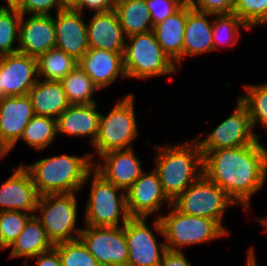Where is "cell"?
Here are the masks:
<instances>
[{
  "instance_id": "obj_1",
  "label": "cell",
  "mask_w": 267,
  "mask_h": 266,
  "mask_svg": "<svg viewBox=\"0 0 267 266\" xmlns=\"http://www.w3.org/2000/svg\"><path fill=\"white\" fill-rule=\"evenodd\" d=\"M203 174L249 213L253 195L266 185L267 146L260 138L249 145L209 151L203 155Z\"/></svg>"
},
{
  "instance_id": "obj_2",
  "label": "cell",
  "mask_w": 267,
  "mask_h": 266,
  "mask_svg": "<svg viewBox=\"0 0 267 266\" xmlns=\"http://www.w3.org/2000/svg\"><path fill=\"white\" fill-rule=\"evenodd\" d=\"M153 147V168L165 195L173 203L203 174L200 146L194 137L180 143L153 144Z\"/></svg>"
},
{
  "instance_id": "obj_3",
  "label": "cell",
  "mask_w": 267,
  "mask_h": 266,
  "mask_svg": "<svg viewBox=\"0 0 267 266\" xmlns=\"http://www.w3.org/2000/svg\"><path fill=\"white\" fill-rule=\"evenodd\" d=\"M39 196L82 192L87 174L94 168L89 151L78 155H53L24 164Z\"/></svg>"
},
{
  "instance_id": "obj_4",
  "label": "cell",
  "mask_w": 267,
  "mask_h": 266,
  "mask_svg": "<svg viewBox=\"0 0 267 266\" xmlns=\"http://www.w3.org/2000/svg\"><path fill=\"white\" fill-rule=\"evenodd\" d=\"M88 182L90 191L82 214V225L124 226L131 218L127 210L126 191L107 181L94 168L87 174L82 190Z\"/></svg>"
},
{
  "instance_id": "obj_5",
  "label": "cell",
  "mask_w": 267,
  "mask_h": 266,
  "mask_svg": "<svg viewBox=\"0 0 267 266\" xmlns=\"http://www.w3.org/2000/svg\"><path fill=\"white\" fill-rule=\"evenodd\" d=\"M135 96L132 92L116 100L108 113L100 114L99 131L92 145L91 159L111 150L131 149L139 136L135 112ZM94 150V152H93Z\"/></svg>"
},
{
  "instance_id": "obj_6",
  "label": "cell",
  "mask_w": 267,
  "mask_h": 266,
  "mask_svg": "<svg viewBox=\"0 0 267 266\" xmlns=\"http://www.w3.org/2000/svg\"><path fill=\"white\" fill-rule=\"evenodd\" d=\"M123 65L127 80L146 81L148 78L173 76L179 71L172 59L163 51L152 31L126 38Z\"/></svg>"
},
{
  "instance_id": "obj_7",
  "label": "cell",
  "mask_w": 267,
  "mask_h": 266,
  "mask_svg": "<svg viewBox=\"0 0 267 266\" xmlns=\"http://www.w3.org/2000/svg\"><path fill=\"white\" fill-rule=\"evenodd\" d=\"M160 217L166 248L181 251L211 243L230 234L214 219L191 216L180 212L173 204Z\"/></svg>"
},
{
  "instance_id": "obj_8",
  "label": "cell",
  "mask_w": 267,
  "mask_h": 266,
  "mask_svg": "<svg viewBox=\"0 0 267 266\" xmlns=\"http://www.w3.org/2000/svg\"><path fill=\"white\" fill-rule=\"evenodd\" d=\"M77 193L39 196L35 215L40 219L47 238L53 245L76 240L83 229L77 226Z\"/></svg>"
},
{
  "instance_id": "obj_9",
  "label": "cell",
  "mask_w": 267,
  "mask_h": 266,
  "mask_svg": "<svg viewBox=\"0 0 267 266\" xmlns=\"http://www.w3.org/2000/svg\"><path fill=\"white\" fill-rule=\"evenodd\" d=\"M180 212L216 220L229 234L224 225L225 213L237 206L227 193L202 174L173 203Z\"/></svg>"
},
{
  "instance_id": "obj_10",
  "label": "cell",
  "mask_w": 267,
  "mask_h": 266,
  "mask_svg": "<svg viewBox=\"0 0 267 266\" xmlns=\"http://www.w3.org/2000/svg\"><path fill=\"white\" fill-rule=\"evenodd\" d=\"M150 220L145 217H131L124 225L128 248L127 266H159L167 251L160 218L153 217L152 227L147 225ZM156 234L162 236L163 241H158Z\"/></svg>"
},
{
  "instance_id": "obj_11",
  "label": "cell",
  "mask_w": 267,
  "mask_h": 266,
  "mask_svg": "<svg viewBox=\"0 0 267 266\" xmlns=\"http://www.w3.org/2000/svg\"><path fill=\"white\" fill-rule=\"evenodd\" d=\"M205 135L202 131L195 135L202 155L221 148L249 145L260 139L253 131L248 109L238 98L231 115Z\"/></svg>"
},
{
  "instance_id": "obj_12",
  "label": "cell",
  "mask_w": 267,
  "mask_h": 266,
  "mask_svg": "<svg viewBox=\"0 0 267 266\" xmlns=\"http://www.w3.org/2000/svg\"><path fill=\"white\" fill-rule=\"evenodd\" d=\"M79 238L100 266H127L124 226L84 225Z\"/></svg>"
},
{
  "instance_id": "obj_13",
  "label": "cell",
  "mask_w": 267,
  "mask_h": 266,
  "mask_svg": "<svg viewBox=\"0 0 267 266\" xmlns=\"http://www.w3.org/2000/svg\"><path fill=\"white\" fill-rule=\"evenodd\" d=\"M127 210L131 217L160 218L162 208L169 207L172 202L165 195L159 176L152 168L145 170L126 191Z\"/></svg>"
},
{
  "instance_id": "obj_14",
  "label": "cell",
  "mask_w": 267,
  "mask_h": 266,
  "mask_svg": "<svg viewBox=\"0 0 267 266\" xmlns=\"http://www.w3.org/2000/svg\"><path fill=\"white\" fill-rule=\"evenodd\" d=\"M38 79L37 58L19 52L0 56L3 97L28 94Z\"/></svg>"
},
{
  "instance_id": "obj_15",
  "label": "cell",
  "mask_w": 267,
  "mask_h": 266,
  "mask_svg": "<svg viewBox=\"0 0 267 266\" xmlns=\"http://www.w3.org/2000/svg\"><path fill=\"white\" fill-rule=\"evenodd\" d=\"M94 169L107 181L127 191L145 171L134 148L111 150L98 157Z\"/></svg>"
},
{
  "instance_id": "obj_16",
  "label": "cell",
  "mask_w": 267,
  "mask_h": 266,
  "mask_svg": "<svg viewBox=\"0 0 267 266\" xmlns=\"http://www.w3.org/2000/svg\"><path fill=\"white\" fill-rule=\"evenodd\" d=\"M54 15L22 14L18 52L38 58L56 45Z\"/></svg>"
},
{
  "instance_id": "obj_17",
  "label": "cell",
  "mask_w": 267,
  "mask_h": 266,
  "mask_svg": "<svg viewBox=\"0 0 267 266\" xmlns=\"http://www.w3.org/2000/svg\"><path fill=\"white\" fill-rule=\"evenodd\" d=\"M0 185V211L35 214L39 195L29 172L19 164Z\"/></svg>"
},
{
  "instance_id": "obj_18",
  "label": "cell",
  "mask_w": 267,
  "mask_h": 266,
  "mask_svg": "<svg viewBox=\"0 0 267 266\" xmlns=\"http://www.w3.org/2000/svg\"><path fill=\"white\" fill-rule=\"evenodd\" d=\"M54 24L55 48L78 61L89 50L84 13L75 9L60 10L54 16Z\"/></svg>"
},
{
  "instance_id": "obj_19",
  "label": "cell",
  "mask_w": 267,
  "mask_h": 266,
  "mask_svg": "<svg viewBox=\"0 0 267 266\" xmlns=\"http://www.w3.org/2000/svg\"><path fill=\"white\" fill-rule=\"evenodd\" d=\"M34 115L28 94L1 97L0 138L9 149L20 140L24 128Z\"/></svg>"
},
{
  "instance_id": "obj_20",
  "label": "cell",
  "mask_w": 267,
  "mask_h": 266,
  "mask_svg": "<svg viewBox=\"0 0 267 266\" xmlns=\"http://www.w3.org/2000/svg\"><path fill=\"white\" fill-rule=\"evenodd\" d=\"M78 65L99 90L107 89L119 77L122 80L127 79L123 65V53L89 48L78 60Z\"/></svg>"
},
{
  "instance_id": "obj_21",
  "label": "cell",
  "mask_w": 267,
  "mask_h": 266,
  "mask_svg": "<svg viewBox=\"0 0 267 266\" xmlns=\"http://www.w3.org/2000/svg\"><path fill=\"white\" fill-rule=\"evenodd\" d=\"M97 108V103L70 105L57 119L58 135L88 137L92 146L99 131L101 110Z\"/></svg>"
},
{
  "instance_id": "obj_22",
  "label": "cell",
  "mask_w": 267,
  "mask_h": 266,
  "mask_svg": "<svg viewBox=\"0 0 267 266\" xmlns=\"http://www.w3.org/2000/svg\"><path fill=\"white\" fill-rule=\"evenodd\" d=\"M91 14L86 22L89 48L124 53L126 36L115 10Z\"/></svg>"
},
{
  "instance_id": "obj_23",
  "label": "cell",
  "mask_w": 267,
  "mask_h": 266,
  "mask_svg": "<svg viewBox=\"0 0 267 266\" xmlns=\"http://www.w3.org/2000/svg\"><path fill=\"white\" fill-rule=\"evenodd\" d=\"M213 14L204 13L191 8L187 1V20L183 41L184 58H197L199 55L213 52L212 39Z\"/></svg>"
},
{
  "instance_id": "obj_24",
  "label": "cell",
  "mask_w": 267,
  "mask_h": 266,
  "mask_svg": "<svg viewBox=\"0 0 267 266\" xmlns=\"http://www.w3.org/2000/svg\"><path fill=\"white\" fill-rule=\"evenodd\" d=\"M187 20V1L172 15L153 26V32L163 51L177 68L183 62V41Z\"/></svg>"
},
{
  "instance_id": "obj_25",
  "label": "cell",
  "mask_w": 267,
  "mask_h": 266,
  "mask_svg": "<svg viewBox=\"0 0 267 266\" xmlns=\"http://www.w3.org/2000/svg\"><path fill=\"white\" fill-rule=\"evenodd\" d=\"M53 247L54 245L47 238L40 219L34 214L28 219L17 239L7 249H11L8 259L23 258L25 265L28 260L51 250Z\"/></svg>"
},
{
  "instance_id": "obj_26",
  "label": "cell",
  "mask_w": 267,
  "mask_h": 266,
  "mask_svg": "<svg viewBox=\"0 0 267 266\" xmlns=\"http://www.w3.org/2000/svg\"><path fill=\"white\" fill-rule=\"evenodd\" d=\"M35 115L58 119L71 104L68 102L61 81L39 78L28 92Z\"/></svg>"
},
{
  "instance_id": "obj_27",
  "label": "cell",
  "mask_w": 267,
  "mask_h": 266,
  "mask_svg": "<svg viewBox=\"0 0 267 266\" xmlns=\"http://www.w3.org/2000/svg\"><path fill=\"white\" fill-rule=\"evenodd\" d=\"M114 10L126 38L153 30L146 0H116Z\"/></svg>"
},
{
  "instance_id": "obj_28",
  "label": "cell",
  "mask_w": 267,
  "mask_h": 266,
  "mask_svg": "<svg viewBox=\"0 0 267 266\" xmlns=\"http://www.w3.org/2000/svg\"><path fill=\"white\" fill-rule=\"evenodd\" d=\"M58 136L57 120L48 116L34 115L24 128L20 140L10 149L16 148L20 141H24L28 147L41 152L50 147Z\"/></svg>"
},
{
  "instance_id": "obj_29",
  "label": "cell",
  "mask_w": 267,
  "mask_h": 266,
  "mask_svg": "<svg viewBox=\"0 0 267 266\" xmlns=\"http://www.w3.org/2000/svg\"><path fill=\"white\" fill-rule=\"evenodd\" d=\"M241 30L252 31L235 13L213 14V52L222 50L221 46L224 48L237 45V42L242 39Z\"/></svg>"
},
{
  "instance_id": "obj_30",
  "label": "cell",
  "mask_w": 267,
  "mask_h": 266,
  "mask_svg": "<svg viewBox=\"0 0 267 266\" xmlns=\"http://www.w3.org/2000/svg\"><path fill=\"white\" fill-rule=\"evenodd\" d=\"M61 83L71 105L97 103L94 96L100 90L78 64Z\"/></svg>"
},
{
  "instance_id": "obj_31",
  "label": "cell",
  "mask_w": 267,
  "mask_h": 266,
  "mask_svg": "<svg viewBox=\"0 0 267 266\" xmlns=\"http://www.w3.org/2000/svg\"><path fill=\"white\" fill-rule=\"evenodd\" d=\"M243 87L245 93L238 95V99L248 109L254 133L262 138L254 129L262 126V129L267 131V81L260 84H244Z\"/></svg>"
},
{
  "instance_id": "obj_32",
  "label": "cell",
  "mask_w": 267,
  "mask_h": 266,
  "mask_svg": "<svg viewBox=\"0 0 267 266\" xmlns=\"http://www.w3.org/2000/svg\"><path fill=\"white\" fill-rule=\"evenodd\" d=\"M78 64V61L57 48L37 58L38 78L48 81H62Z\"/></svg>"
},
{
  "instance_id": "obj_33",
  "label": "cell",
  "mask_w": 267,
  "mask_h": 266,
  "mask_svg": "<svg viewBox=\"0 0 267 266\" xmlns=\"http://www.w3.org/2000/svg\"><path fill=\"white\" fill-rule=\"evenodd\" d=\"M21 17L19 11L0 9V56L18 52Z\"/></svg>"
},
{
  "instance_id": "obj_34",
  "label": "cell",
  "mask_w": 267,
  "mask_h": 266,
  "mask_svg": "<svg viewBox=\"0 0 267 266\" xmlns=\"http://www.w3.org/2000/svg\"><path fill=\"white\" fill-rule=\"evenodd\" d=\"M53 248L58 252L62 266H100L80 238L57 243Z\"/></svg>"
},
{
  "instance_id": "obj_35",
  "label": "cell",
  "mask_w": 267,
  "mask_h": 266,
  "mask_svg": "<svg viewBox=\"0 0 267 266\" xmlns=\"http://www.w3.org/2000/svg\"><path fill=\"white\" fill-rule=\"evenodd\" d=\"M32 215L23 211H0V250L6 251L12 245Z\"/></svg>"
},
{
  "instance_id": "obj_36",
  "label": "cell",
  "mask_w": 267,
  "mask_h": 266,
  "mask_svg": "<svg viewBox=\"0 0 267 266\" xmlns=\"http://www.w3.org/2000/svg\"><path fill=\"white\" fill-rule=\"evenodd\" d=\"M252 31L267 25V0H236L233 10Z\"/></svg>"
},
{
  "instance_id": "obj_37",
  "label": "cell",
  "mask_w": 267,
  "mask_h": 266,
  "mask_svg": "<svg viewBox=\"0 0 267 266\" xmlns=\"http://www.w3.org/2000/svg\"><path fill=\"white\" fill-rule=\"evenodd\" d=\"M187 0H146L153 26L176 12Z\"/></svg>"
},
{
  "instance_id": "obj_38",
  "label": "cell",
  "mask_w": 267,
  "mask_h": 266,
  "mask_svg": "<svg viewBox=\"0 0 267 266\" xmlns=\"http://www.w3.org/2000/svg\"><path fill=\"white\" fill-rule=\"evenodd\" d=\"M191 8L204 13H233L236 0H187Z\"/></svg>"
},
{
  "instance_id": "obj_39",
  "label": "cell",
  "mask_w": 267,
  "mask_h": 266,
  "mask_svg": "<svg viewBox=\"0 0 267 266\" xmlns=\"http://www.w3.org/2000/svg\"><path fill=\"white\" fill-rule=\"evenodd\" d=\"M53 10L55 14L62 10L57 0H26V14L51 16Z\"/></svg>"
},
{
  "instance_id": "obj_40",
  "label": "cell",
  "mask_w": 267,
  "mask_h": 266,
  "mask_svg": "<svg viewBox=\"0 0 267 266\" xmlns=\"http://www.w3.org/2000/svg\"><path fill=\"white\" fill-rule=\"evenodd\" d=\"M116 0H79L78 6L75 10L86 13L90 11L92 13H101L114 9Z\"/></svg>"
},
{
  "instance_id": "obj_41",
  "label": "cell",
  "mask_w": 267,
  "mask_h": 266,
  "mask_svg": "<svg viewBox=\"0 0 267 266\" xmlns=\"http://www.w3.org/2000/svg\"><path fill=\"white\" fill-rule=\"evenodd\" d=\"M159 266H192V263L188 261L184 251L167 250L162 257Z\"/></svg>"
},
{
  "instance_id": "obj_42",
  "label": "cell",
  "mask_w": 267,
  "mask_h": 266,
  "mask_svg": "<svg viewBox=\"0 0 267 266\" xmlns=\"http://www.w3.org/2000/svg\"><path fill=\"white\" fill-rule=\"evenodd\" d=\"M34 260H36L35 266H62L59 254L54 248L35 256ZM28 263L29 262H27L25 266H30Z\"/></svg>"
},
{
  "instance_id": "obj_43",
  "label": "cell",
  "mask_w": 267,
  "mask_h": 266,
  "mask_svg": "<svg viewBox=\"0 0 267 266\" xmlns=\"http://www.w3.org/2000/svg\"><path fill=\"white\" fill-rule=\"evenodd\" d=\"M4 3L0 9H10L19 11L21 14H26V0H3Z\"/></svg>"
},
{
  "instance_id": "obj_44",
  "label": "cell",
  "mask_w": 267,
  "mask_h": 266,
  "mask_svg": "<svg viewBox=\"0 0 267 266\" xmlns=\"http://www.w3.org/2000/svg\"><path fill=\"white\" fill-rule=\"evenodd\" d=\"M248 250H247V255H246V260H245V262H246V264L244 265V266H259L258 265V259H257V255H256V253H255V251L254 250H256V249H254V247H249V248H247Z\"/></svg>"
},
{
  "instance_id": "obj_45",
  "label": "cell",
  "mask_w": 267,
  "mask_h": 266,
  "mask_svg": "<svg viewBox=\"0 0 267 266\" xmlns=\"http://www.w3.org/2000/svg\"><path fill=\"white\" fill-rule=\"evenodd\" d=\"M59 7L62 10H67V9H76L78 6L79 0H57Z\"/></svg>"
},
{
  "instance_id": "obj_46",
  "label": "cell",
  "mask_w": 267,
  "mask_h": 266,
  "mask_svg": "<svg viewBox=\"0 0 267 266\" xmlns=\"http://www.w3.org/2000/svg\"><path fill=\"white\" fill-rule=\"evenodd\" d=\"M11 153L10 149L5 145V143L0 138V161L3 160Z\"/></svg>"
},
{
  "instance_id": "obj_47",
  "label": "cell",
  "mask_w": 267,
  "mask_h": 266,
  "mask_svg": "<svg viewBox=\"0 0 267 266\" xmlns=\"http://www.w3.org/2000/svg\"><path fill=\"white\" fill-rule=\"evenodd\" d=\"M255 218H257L258 223H260V225L263 227V232L267 234V216L264 217L257 216Z\"/></svg>"
},
{
  "instance_id": "obj_48",
  "label": "cell",
  "mask_w": 267,
  "mask_h": 266,
  "mask_svg": "<svg viewBox=\"0 0 267 266\" xmlns=\"http://www.w3.org/2000/svg\"><path fill=\"white\" fill-rule=\"evenodd\" d=\"M0 96L3 97V88H0Z\"/></svg>"
}]
</instances>
